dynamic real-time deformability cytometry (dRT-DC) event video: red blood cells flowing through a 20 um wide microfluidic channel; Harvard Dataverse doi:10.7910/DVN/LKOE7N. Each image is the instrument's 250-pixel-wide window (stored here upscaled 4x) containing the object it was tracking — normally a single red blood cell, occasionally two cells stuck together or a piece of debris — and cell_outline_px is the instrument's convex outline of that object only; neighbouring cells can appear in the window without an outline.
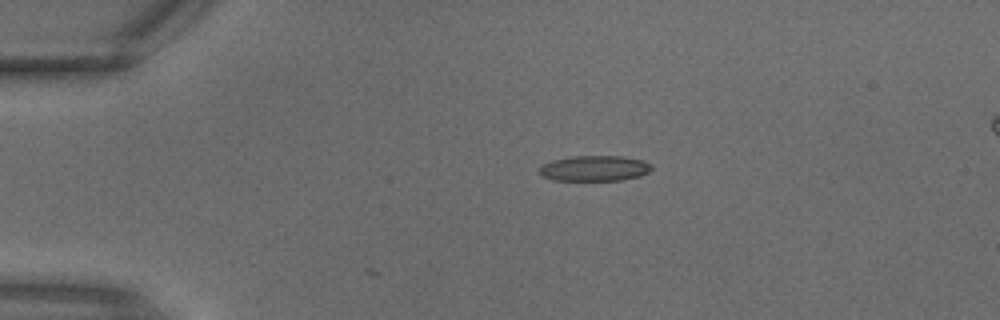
{"species": "common noctule bat (a hibernating species)", "species_latin": "Nyctalus noctula", "temperature_condition": "warm", "stored_images_in_passage": 2, "camera_frame_rate_fps": 3000, "um_per_image_px": 0.085, "animal": {"sex": "male", "body_mass_g": 18.8}, "frame": {"image": 1, "passage_image": 1, "time_ms": 0.0, "image_size_px": [1000, 320], "cell_outline_px": [[652, 168], [648, 172], [640, 176], [620, 180], [552, 180], [544, 176], [540, 172], [540, 168], [544, 164], [552, 160], [568, 156], [624, 156], [644, 160]], "centroid_in_image_um": [50.54, 14.3], "position_along_channel_um": 34.5, "area_um2": 16.59}}